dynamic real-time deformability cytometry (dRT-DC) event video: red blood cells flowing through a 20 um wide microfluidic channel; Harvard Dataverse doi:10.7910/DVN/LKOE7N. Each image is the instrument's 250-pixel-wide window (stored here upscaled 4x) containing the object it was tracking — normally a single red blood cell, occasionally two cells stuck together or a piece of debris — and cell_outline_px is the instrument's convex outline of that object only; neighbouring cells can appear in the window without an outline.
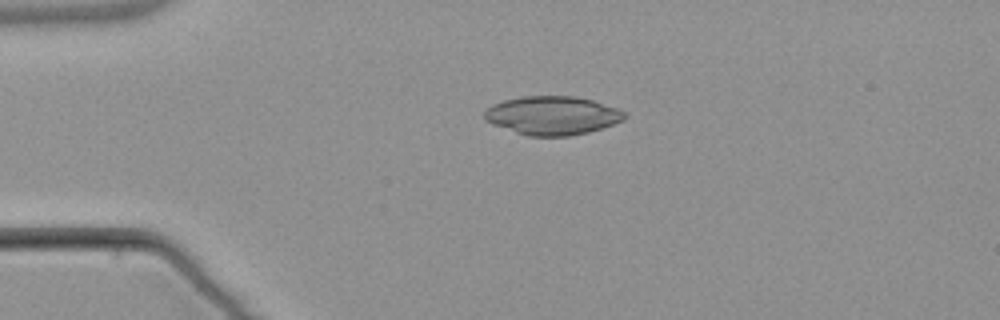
{"species": "common noctule bat (a hibernating species)", "species_latin": "Nyctalus noctula", "temperature_condition": "warm", "stored_images_in_passage": 2, "camera_frame_rate_fps": 3000, "um_per_image_px": 0.085, "animal": {"sex": "male", "body_mass_g": 21.5, "forearm_length_mm": 52.0}, "frame": {"image": 1, "passage_image": 1, "time_ms": 0.0, "image_size_px": [1000, 320], "cell_outline_px": [[628, 116], [624, 120], [588, 132], [568, 136], [528, 136], [492, 124], [484, 120], [484, 112], [492, 104], [504, 100], [524, 96], [576, 96], [592, 100], [620, 108]], "centroid_in_image_um": [46.96, 9.81], "position_along_channel_um": 38.0, "area_um2": 31.56}}